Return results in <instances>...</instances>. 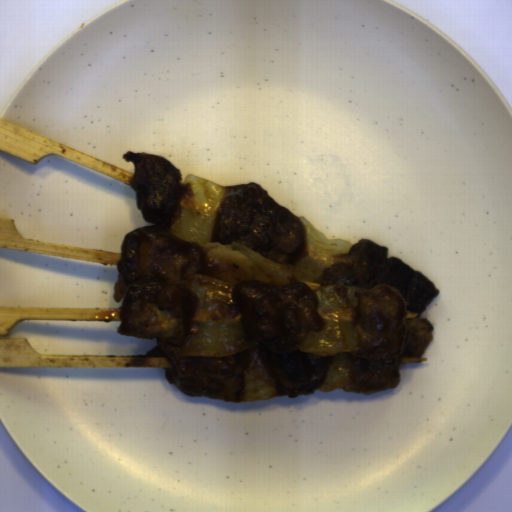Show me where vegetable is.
Here are the masks:
<instances>
[{
	"label": "vegetable",
	"mask_w": 512,
	"mask_h": 512,
	"mask_svg": "<svg viewBox=\"0 0 512 512\" xmlns=\"http://www.w3.org/2000/svg\"><path fill=\"white\" fill-rule=\"evenodd\" d=\"M285 396L276 387L264 361L255 348L244 362L242 384L234 402H255Z\"/></svg>",
	"instance_id": "obj_3"
},
{
	"label": "vegetable",
	"mask_w": 512,
	"mask_h": 512,
	"mask_svg": "<svg viewBox=\"0 0 512 512\" xmlns=\"http://www.w3.org/2000/svg\"><path fill=\"white\" fill-rule=\"evenodd\" d=\"M313 292L318 299V313L326 324L321 332L308 333L298 350L312 356L332 358L326 378L317 390L322 393L344 390L350 383V355L367 349L371 341L355 317L365 289L333 283L320 285Z\"/></svg>",
	"instance_id": "obj_2"
},
{
	"label": "vegetable",
	"mask_w": 512,
	"mask_h": 512,
	"mask_svg": "<svg viewBox=\"0 0 512 512\" xmlns=\"http://www.w3.org/2000/svg\"><path fill=\"white\" fill-rule=\"evenodd\" d=\"M184 193L169 221L170 233L193 245L199 255L196 275L185 289L195 297L189 335L181 345L157 341L171 357L234 355L248 348L250 338L231 293L239 282L266 281L286 286L295 283H321L329 267L344 263L354 246L345 240L328 238L304 216L306 232L302 255L294 265L277 264L245 245L211 242L215 215L230 192L209 179L187 175L181 182Z\"/></svg>",
	"instance_id": "obj_1"
}]
</instances>
